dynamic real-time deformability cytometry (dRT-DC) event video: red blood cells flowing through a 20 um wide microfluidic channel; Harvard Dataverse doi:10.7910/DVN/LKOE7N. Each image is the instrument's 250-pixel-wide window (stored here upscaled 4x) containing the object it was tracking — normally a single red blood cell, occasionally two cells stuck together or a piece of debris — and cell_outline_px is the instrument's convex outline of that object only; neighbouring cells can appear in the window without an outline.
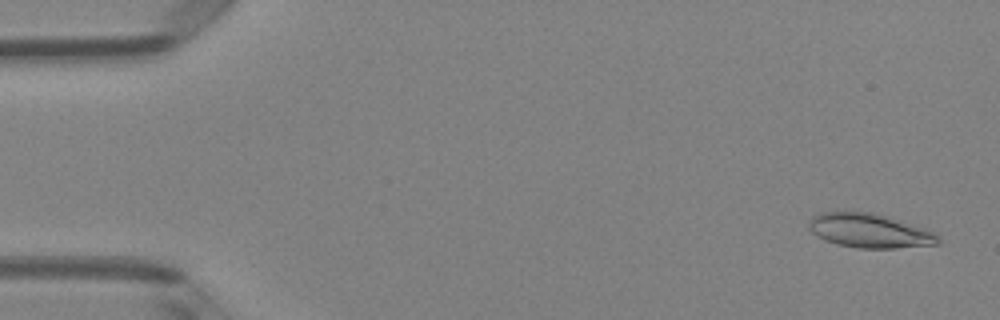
{"species": "Egyptian fruit bat (a non-hibernating species)", "species_latin": "Rousettus aegyptiacus", "temperature_condition": "room temperature", "stored_images_in_passage": 49, "camera_frame_rate_fps": 3000, "um_per_image_px": 0.085, "animal": {"sex": "female"}, "frame": {"image": 1, "passage_image": 2, "time_ms": 0.333, "image_size_px": [1000, 320], "cell_outline_px": [[940, 244], [896, 248], [856, 248], [836, 244], [824, 240], [812, 232], [808, 228], [808, 224], [812, 216], [820, 212], [856, 208], [888, 216], [924, 228], [932, 232], [940, 240]], "centroid_in_image_um": [73.83, 19.56], "position_along_channel_um": 11.2, "area_um2": 26.47}}
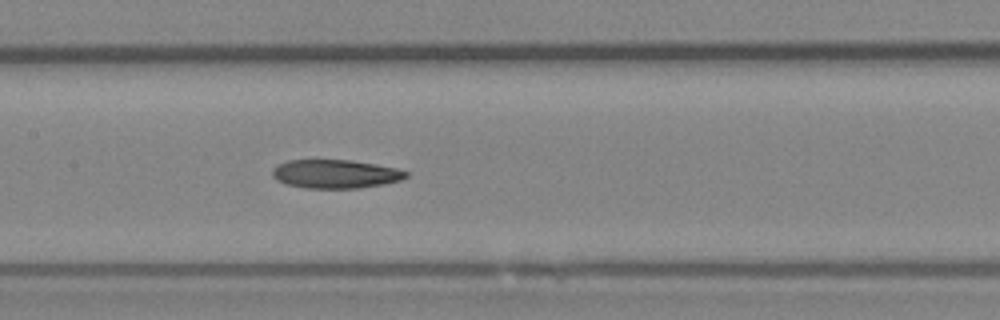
{"frame": {"image": 2, "passage_image": 24, "time_ms": 7.667, "image_size_px": [1000, 320], "cell_outline_px": [[408, 176], [400, 180], [384, 184], [360, 188], [304, 188], [284, 184], [276, 180], [272, 176], [272, 168], [276, 164], [288, 160], [352, 160], [376, 164], [396, 168], [408, 172]], "centroid_in_image_um": [28.47, 14.78], "position_along_channel_um": 178.9, "area_um2": 22.54}}
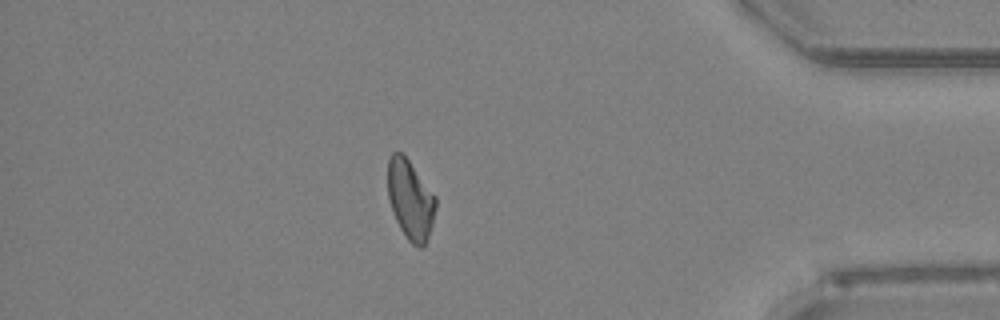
{"frame": {"image": 3, "passage_image": 43, "time_ms": 14.0, "image_size_px": [1000, 320], "cell_outline_px": [[436, 208], [432, 224], [424, 248], [420, 248], [412, 244], [408, 240], [400, 228], [396, 220], [388, 196], [388, 160], [392, 152], [400, 152], [408, 160], [436, 196]], "centroid_in_image_um": [34.89, 16.99], "position_along_channel_um": 400.3, "area_um2": 21.96}}